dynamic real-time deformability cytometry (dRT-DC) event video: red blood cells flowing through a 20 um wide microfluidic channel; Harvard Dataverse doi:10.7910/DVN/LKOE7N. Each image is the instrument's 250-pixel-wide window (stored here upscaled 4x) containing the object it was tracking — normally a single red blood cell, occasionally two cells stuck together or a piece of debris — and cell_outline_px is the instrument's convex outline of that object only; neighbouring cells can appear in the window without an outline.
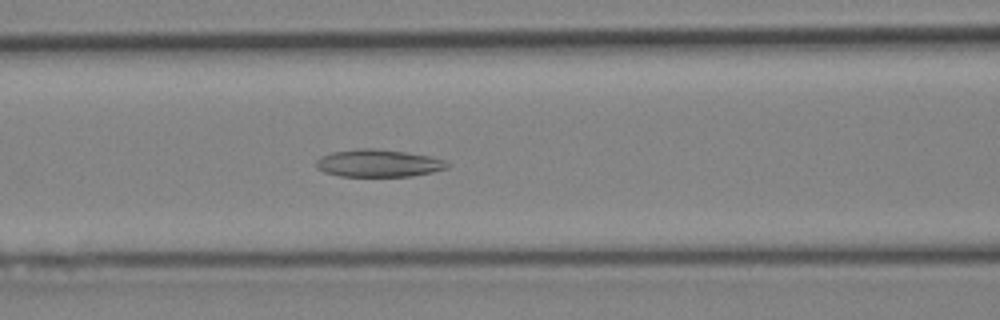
{"species": "Egyptian fruit bat (a non-hibernating species)", "species_latin": "Rousettus aegyptiacus", "temperature_condition": "cold", "stored_images_in_passage": 36, "camera_frame_rate_fps": 3000, "um_per_image_px": 0.085, "animal": {"sex": "female"}, "frame": {"image": 1, "passage_image": 10, "time_ms": 3.0, "image_size_px": [1000, 320], "cell_outline_px": [[452, 164], [448, 168], [432, 172], [412, 176], [340, 176], [324, 172], [316, 168], [316, 160], [320, 156], [332, 152], [360, 148], [372, 148], [404, 152], [428, 156], [444, 160]], "centroid_in_image_um": [32.15, 13.88], "position_along_channel_um": 134.4, "area_um2": 20.98}}
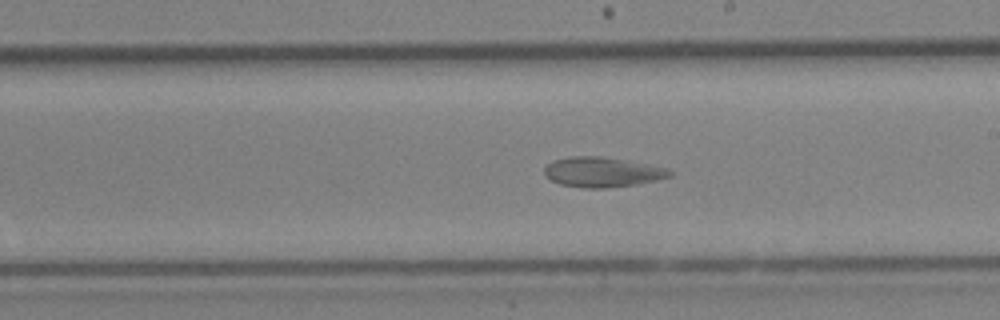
{"frame": {"image": 2, "passage_image": 17, "time_ms": 5.333, "image_size_px": [1000, 320], "cell_outline_px": [[672, 176], [656, 180], [636, 184], [608, 188], [584, 188], [560, 184], [544, 176], [544, 168], [552, 160], [568, 156], [604, 156], [668, 168], [672, 172]], "centroid_in_image_um": [51.17, 14.62], "position_along_channel_um": 237.8, "area_um2": 22.02}}
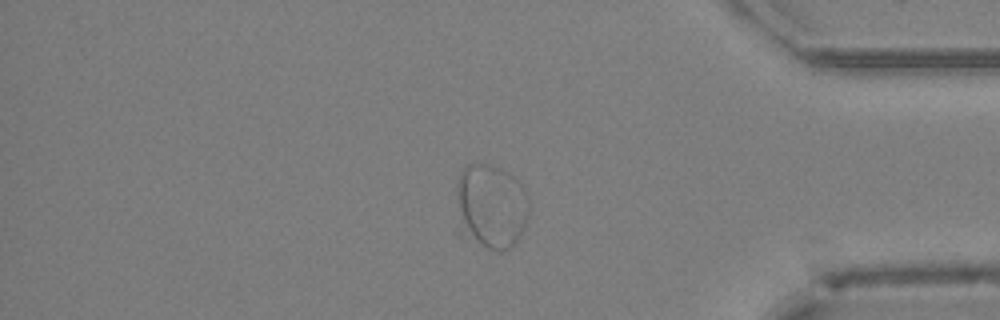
{"frame": {"image": 3, "passage_image": 29, "time_ms": 9.333, "image_size_px": [1000, 320], "cell_outline_px": [[528, 220], [520, 236], [512, 248], [500, 252], [488, 248], [456, 236], [456, 232], [460, 172], [468, 164], [492, 164], [508, 172], [520, 180], [524, 188], [528, 200]], "centroid_in_image_um": [41.73, 17.6], "position_along_channel_um": 393.5, "area_um2": 36.88}}